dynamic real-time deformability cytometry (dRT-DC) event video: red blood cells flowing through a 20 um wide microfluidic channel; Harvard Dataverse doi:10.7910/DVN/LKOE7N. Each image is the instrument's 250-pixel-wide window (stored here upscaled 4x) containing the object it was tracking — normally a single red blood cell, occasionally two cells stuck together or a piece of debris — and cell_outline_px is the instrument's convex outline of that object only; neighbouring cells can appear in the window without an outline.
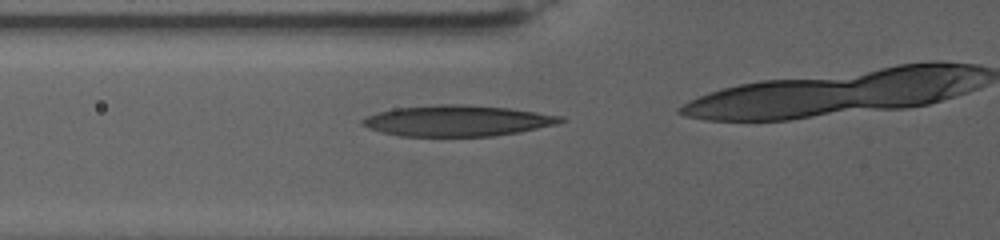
{"species": "human", "species_latin": "Homo sapiens", "temperature_condition": "warm", "stored_images_in_passage": 26, "camera_frame_rate_fps": 3000, "um_per_image_px": 0.085, "donor": {"sex": "female"}, "frame": {"image": 1, "passage_image": 13, "time_ms": 6.333, "image_size_px": [1000, 240], "cell_outline_px": [[564, 120], [556, 124], [516, 132], [492, 136], [400, 136], [380, 132], [368, 128], [360, 124], [360, 120], [368, 116], [380, 112], [396, 108], [436, 104], [464, 104], [508, 108], [560, 116]], "centroid_in_image_um": [38.79, 10.26], "position_along_channel_um": 87.0, "area_um2": 35.32}}
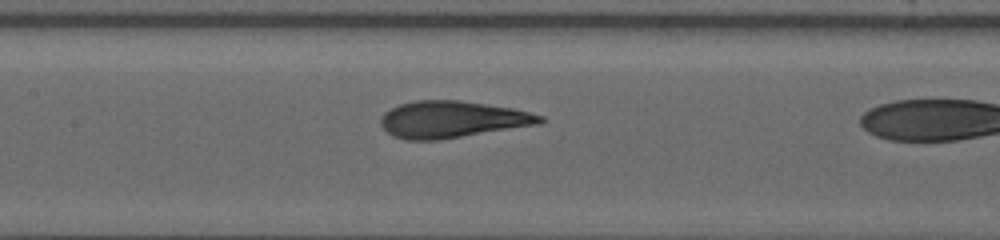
{"frame": {"image": 2, "passage_image": 21, "time_ms": 9.333, "image_size_px": [1000, 240], "cell_outline_px": [[544, 120], [540, 124], [436, 140], [408, 140], [392, 136], [380, 124], [380, 120], [384, 112], [400, 104], [416, 100], [460, 100], [512, 108], [544, 116]], "centroid_in_image_um": [38.41, 10.14], "position_along_channel_um": 169.0, "area_um2": 33.87}}
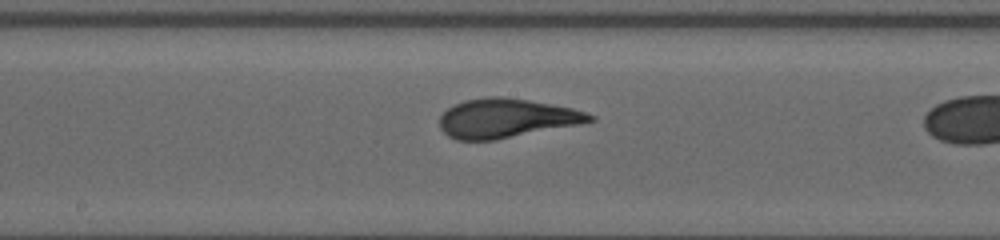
{"frame": {"image": 3, "passage_image": 25, "time_ms": 10.667, "image_size_px": [1000, 240], "cell_outline_px": [[596, 120], [496, 140], [456, 140], [448, 136], [440, 128], [440, 116], [448, 108], [464, 100], [488, 96], [500, 96], [528, 100], [572, 108], [596, 116]], "centroid_in_image_um": [42.99, 10.05], "position_along_channel_um": 205.2, "area_um2": 33.87}}